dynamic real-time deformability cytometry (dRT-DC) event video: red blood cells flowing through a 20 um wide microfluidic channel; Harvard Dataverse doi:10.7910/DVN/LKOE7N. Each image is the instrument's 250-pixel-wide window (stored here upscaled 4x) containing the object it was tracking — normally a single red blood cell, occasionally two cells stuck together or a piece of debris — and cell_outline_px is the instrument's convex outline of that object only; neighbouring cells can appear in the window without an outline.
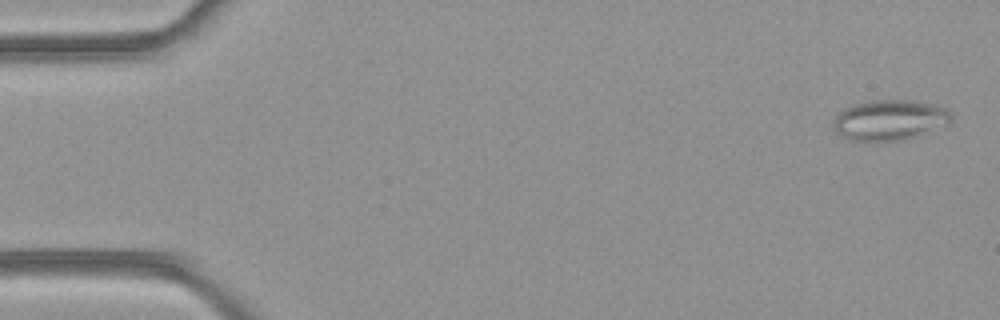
{"species": "common noctule bat (a hibernating species)", "species_latin": "Nyctalus noctula", "temperature_condition": "room temperature", "stored_images_in_passage": 51, "camera_frame_rate_fps": 3000, "um_per_image_px": 0.085, "animal": {"sex": "female", "body_mass_g": 21.9}, "frame": {"image": 1, "passage_image": 2, "time_ms": 0.333, "image_size_px": [1000, 320], "cell_outline_px": [[952, 120], [948, 124], [920, 136], [904, 140], [848, 140], [840, 136], [836, 132], [836, 116], [844, 108], [852, 104], [868, 100], [916, 100], [948, 108], [952, 116]], "centroid_in_image_um": [75.68, 10.19], "position_along_channel_um": 9.3, "area_um2": 27.92}}
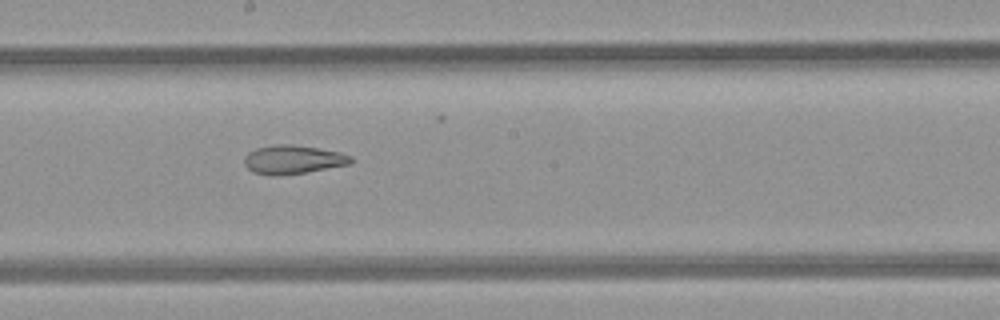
{"frame": {"image": 2, "passage_image": 28, "time_ms": 9.0, "image_size_px": [1000, 320], "cell_outline_px": [[352, 164], [280, 176], [272, 176], [252, 172], [244, 164], [244, 156], [248, 152], [256, 148], [276, 144], [292, 144], [340, 152], [352, 156]], "centroid_in_image_um": [24.88, 13.57], "position_along_channel_um": 223.3, "area_um2": 17.92}}
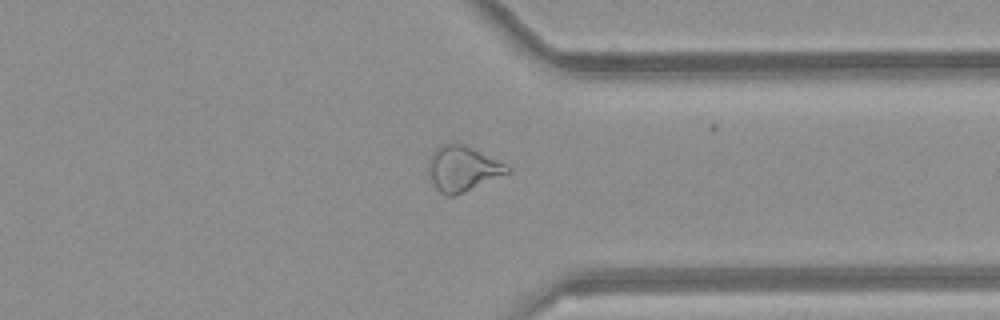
{"frame": {"image": 3, "passage_image": 39, "time_ms": 12.667, "image_size_px": [1000, 320], "cell_outline_px": [[512, 172], [456, 196], [444, 196], [432, 184], [432, 152], [440, 144], [456, 140], [512, 168]], "centroid_in_image_um": [39.37, 14.33], "position_along_channel_um": 372.0, "area_um2": 20.63}}